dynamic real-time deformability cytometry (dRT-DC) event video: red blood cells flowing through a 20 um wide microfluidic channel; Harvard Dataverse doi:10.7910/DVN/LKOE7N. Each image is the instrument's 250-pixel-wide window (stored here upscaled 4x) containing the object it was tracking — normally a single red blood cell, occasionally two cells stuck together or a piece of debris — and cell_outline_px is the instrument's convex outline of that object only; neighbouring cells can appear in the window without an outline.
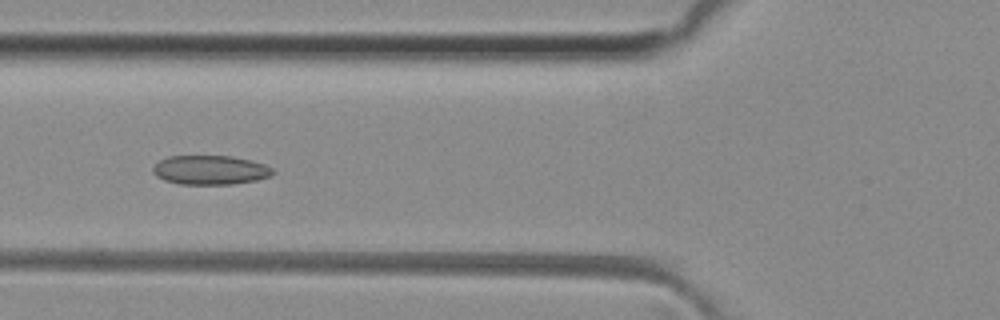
{"species": "common noctule bat (a hibernating species)", "species_latin": "Nyctalus noctula", "temperature_condition": "room temperature", "stored_images_in_passage": 42, "camera_frame_rate_fps": 3000, "um_per_image_px": 0.085, "animal": {"sex": "female", "body_mass_g": 29.2, "forearm_length_mm": 56.3}, "frame": {"image": 1, "passage_image": 11, "time_ms": 3.333, "image_size_px": [1000, 320], "cell_outline_px": [[276, 172], [272, 176], [256, 180], [232, 184], [180, 184], [164, 180], [156, 176], [152, 172], [152, 168], [160, 160], [168, 156], [232, 156], [252, 160], [264, 164], [272, 168]], "centroid_in_image_um": [17.89, 14.45], "position_along_channel_um": 107.9, "area_um2": 20.52}}
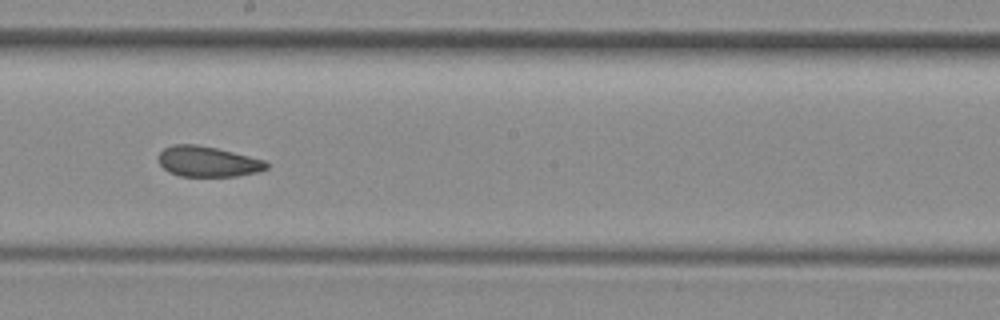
{"frame": {"image": 2, "passage_image": 20, "time_ms": 6.333, "image_size_px": [1000, 320], "cell_outline_px": [[268, 168], [256, 172], [236, 176], [180, 176], [168, 172], [160, 164], [160, 152], [164, 148], [172, 144], [196, 144], [216, 148], [264, 160], [268, 164]], "centroid_in_image_um": [17.64, 13.73], "position_along_channel_um": 230.6, "area_um2": 18.96}}
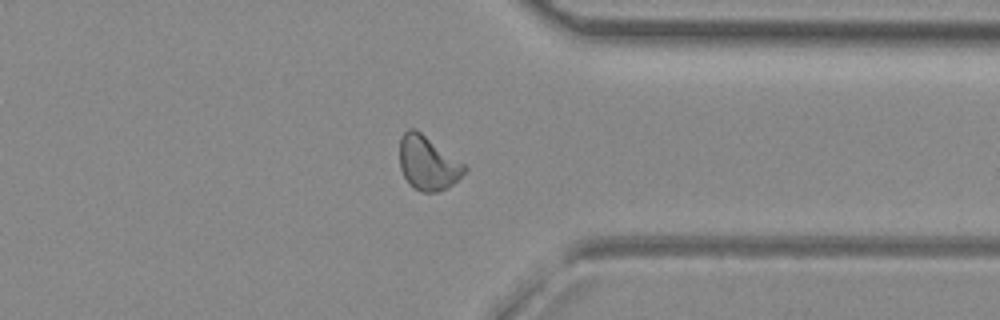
{"frame": {"image": 3, "passage_image": 31, "time_ms": 10.0, "image_size_px": [1000, 320], "cell_outline_px": [[468, 168], [448, 188], [436, 192], [420, 192], [404, 176], [400, 168], [400, 136], [408, 128], [416, 128], [464, 164]], "centroid_in_image_um": [36.35, 13.83], "position_along_channel_um": 375.1, "area_um2": 20.17}, "authors_computed_cell_mechanics": {"area_um2": 20.0277, "velocity_mm_per_s": 4.0859, "shape_relaxation_time_tau1_ms": null, "shape_relaxation_time_tau2_ms": 2.6575, "deformation_change_tau1": null, "deformation_change_tau2": 0.082}}